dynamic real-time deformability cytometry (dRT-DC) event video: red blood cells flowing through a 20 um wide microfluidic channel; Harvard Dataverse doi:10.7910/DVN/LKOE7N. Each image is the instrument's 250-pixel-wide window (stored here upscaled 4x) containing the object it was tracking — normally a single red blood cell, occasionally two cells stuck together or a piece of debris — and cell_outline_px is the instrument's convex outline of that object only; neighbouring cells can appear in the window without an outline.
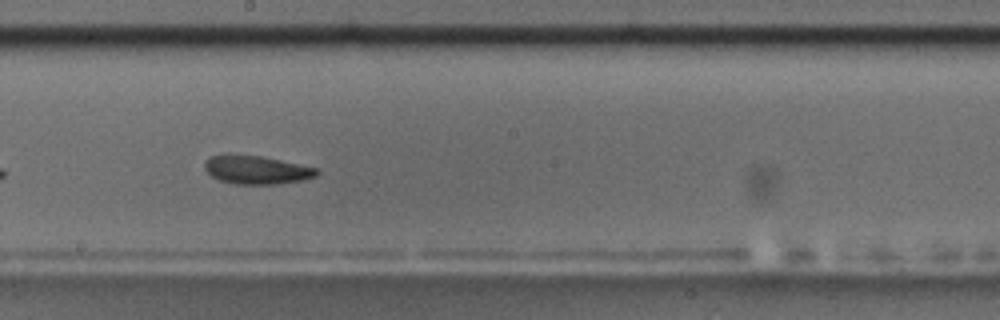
{"species": "common noctule bat (a hibernating species)", "species_latin": "Nyctalus noctula", "temperature_condition": "room temperature", "stored_images_in_passage": 35, "camera_frame_rate_fps": 3000, "um_per_image_px": 0.085, "animal": {"sex": "male", "body_mass_g": 17.5, "forearm_length_mm": 52.3}, "frame": {"image": 1, "passage_image": 16, "time_ms": 5.0, "image_size_px": [1000, 320], "cell_outline_px": [[320, 172], [316, 176], [300, 180], [276, 184], [232, 184], [220, 180], [212, 176], [204, 168], [204, 164], [212, 156], [228, 152], [260, 156], [280, 160], [316, 168]], "centroid_in_image_um": [21.75, 14.42], "position_along_channel_um": 226.4, "area_um2": 18.61}}
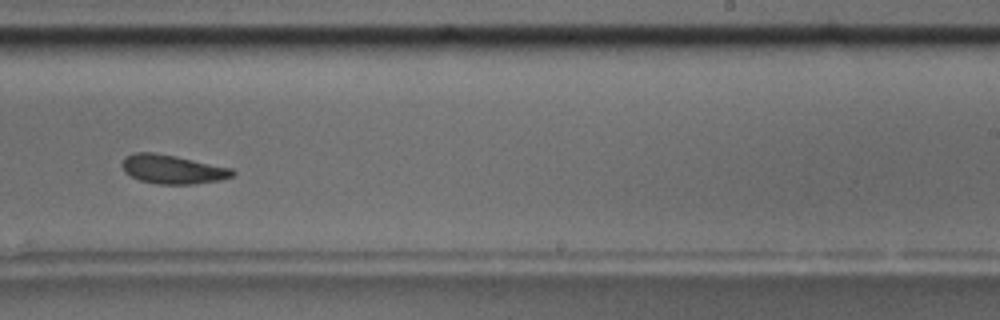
{"frame": {"image": 2, "passage_image": 20, "time_ms": 6.333, "image_size_px": [1000, 320], "cell_outline_px": [[236, 172], [232, 176], [220, 180], [192, 184], [156, 184], [140, 180], [124, 172], [120, 164], [128, 156], [136, 152], [152, 152], [176, 156], [232, 168]], "centroid_in_image_um": [14.67, 14.39], "position_along_channel_um": 274.3, "area_um2": 18.5}}